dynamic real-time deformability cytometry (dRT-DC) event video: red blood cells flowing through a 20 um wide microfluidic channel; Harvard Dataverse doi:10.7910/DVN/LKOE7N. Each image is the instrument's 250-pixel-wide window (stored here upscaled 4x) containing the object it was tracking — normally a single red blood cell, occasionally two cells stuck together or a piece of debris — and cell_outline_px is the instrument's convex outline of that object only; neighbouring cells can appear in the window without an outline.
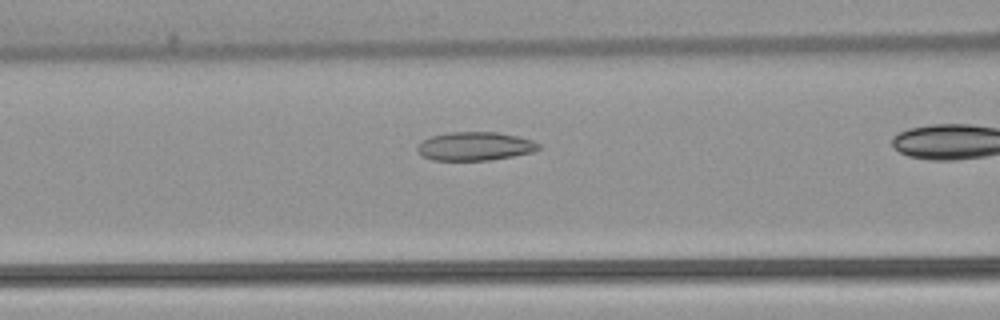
{"species": "common noctule bat (a hibernating species)", "species_latin": "Nyctalus noctula", "temperature_condition": "warm", "stored_images_in_passage": 35, "camera_frame_rate_fps": 3000, "um_per_image_px": 0.085, "animal": {"sex": "female", "body_mass_g": 22.7, "forearm_length_mm": 54.2}, "frame": {"image": 1, "passage_image": 15, "time_ms": 4.667, "image_size_px": [1000, 320], "cell_outline_px": [[540, 148], [532, 152], [512, 156], [488, 160], [432, 160], [424, 156], [416, 148], [424, 140], [432, 136], [448, 132], [496, 132], [516, 136], [532, 140], [540, 144]], "centroid_in_image_um": [40.39, 12.43], "position_along_channel_um": 126.2, "area_um2": 19.88}}
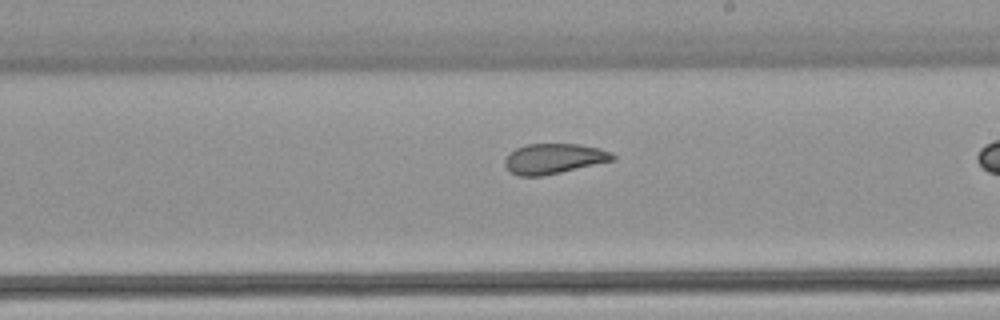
{"frame": {"image": 2, "passage_image": 24, "time_ms": 7.667, "image_size_px": [1000, 320], "cell_outline_px": [[616, 160], [544, 176], [516, 176], [504, 164], [504, 160], [516, 148], [528, 144], [576, 144], [600, 148], [612, 152], [616, 156]], "centroid_in_image_um": [47.13, 13.49], "position_along_channel_um": 241.9, "area_um2": 19.02}}
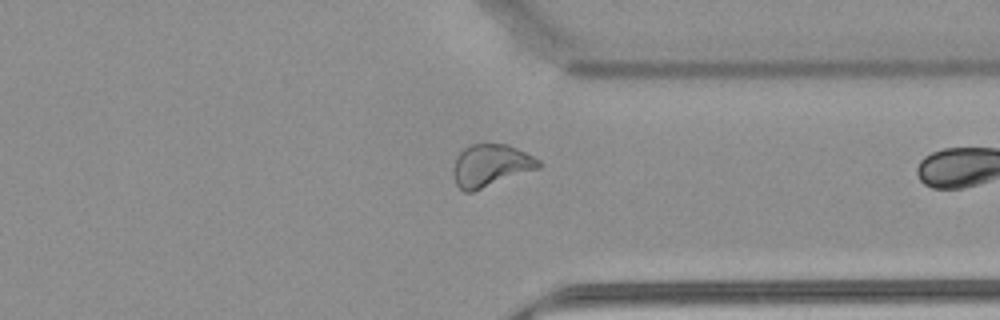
{"frame": {"image": 3, "passage_image": 34, "time_ms": 11.0, "image_size_px": [1000, 320], "cell_outline_px": [[540, 168], [472, 192], [464, 192], [456, 184], [452, 176], [452, 168], [456, 156], [464, 148], [472, 144], [508, 144], [540, 160]], "centroid_in_image_um": [41.67, 14.07], "position_along_channel_um": 369.7, "area_um2": 21.1}}